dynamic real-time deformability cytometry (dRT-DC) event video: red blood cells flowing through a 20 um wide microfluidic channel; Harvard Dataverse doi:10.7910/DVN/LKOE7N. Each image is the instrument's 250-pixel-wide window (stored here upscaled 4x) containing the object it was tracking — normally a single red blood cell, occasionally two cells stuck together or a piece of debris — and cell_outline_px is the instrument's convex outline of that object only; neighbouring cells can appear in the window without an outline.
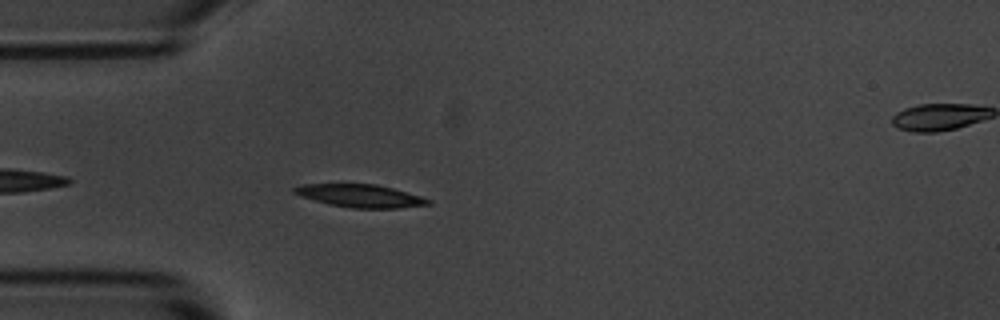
{"species": "common noctule bat (a hibernating species)", "species_latin": "Nyctalus noctula", "temperature_condition": "room temperature", "stored_images_in_passage": 6, "segment_of_instrument_passage": [1, 2], "camera_frame_rate_fps": 3000, "um_per_image_px": 0.085, "animal": {"sex": "male", "body_mass_g": 20.1, "forearm_length_mm": 53.5}, "frame": {"image": 1, "passage_image": 5, "time_ms": 4.667, "image_size_px": [1000, 320], "cell_outline_px": [[432, 204], [400, 208], [352, 208], [328, 204], [300, 196], [292, 192], [292, 188], [300, 184], [376, 184], [392, 188], [420, 196], [432, 200]], "centroid_in_image_um": [30.61, 16.65], "position_along_channel_um": 54.4, "area_um2": 17.86}}